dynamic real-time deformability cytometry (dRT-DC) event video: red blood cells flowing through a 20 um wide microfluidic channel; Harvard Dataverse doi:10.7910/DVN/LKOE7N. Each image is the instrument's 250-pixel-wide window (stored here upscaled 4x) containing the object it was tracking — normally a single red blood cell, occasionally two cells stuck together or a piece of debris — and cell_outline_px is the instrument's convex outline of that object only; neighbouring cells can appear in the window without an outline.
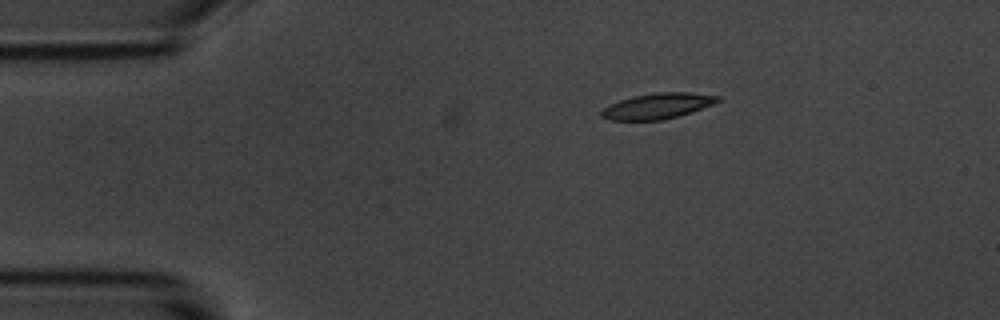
{"species": "common noctule bat (a hibernating species)", "species_latin": "Nyctalus noctula", "temperature_condition": "room temperature", "stored_images_in_passage": 2, "camera_frame_rate_fps": 3000, "um_per_image_px": 0.085, "animal": {"sex": "male", "body_mass_g": 20.1, "forearm_length_mm": 53.5}, "frame": {"image": 1, "passage_image": 1, "time_ms": 0.0, "image_size_px": [1000, 320], "cell_outline_px": [[720, 100], [712, 104], [676, 116], [660, 120], [608, 120], [600, 116], [600, 112], [604, 108], [620, 100], [632, 96], [656, 92], [688, 92], [720, 96]], "centroid_in_image_um": [55.84, 9.0], "position_along_channel_um": 29.2, "area_um2": 17.05}}